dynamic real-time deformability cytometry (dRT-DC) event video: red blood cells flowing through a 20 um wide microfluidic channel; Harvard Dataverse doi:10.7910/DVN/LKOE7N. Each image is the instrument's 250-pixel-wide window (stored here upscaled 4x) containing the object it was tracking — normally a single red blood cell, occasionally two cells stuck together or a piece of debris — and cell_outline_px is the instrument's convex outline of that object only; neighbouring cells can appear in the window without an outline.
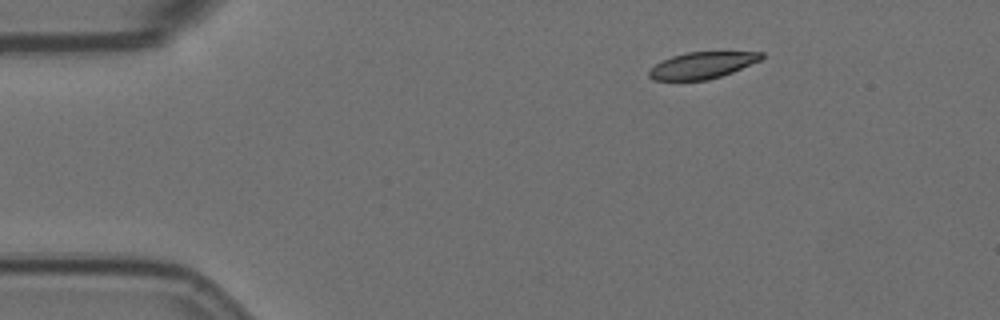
{"species": "Egyptian fruit bat (a non-hibernating species)", "species_latin": "Rousettus aegyptiacus", "temperature_condition": "room temperature", "stored_images_in_passage": 49, "camera_frame_rate_fps": 3000, "um_per_image_px": 0.085, "animal": {"sex": "female"}, "frame": {"image": 1, "passage_image": 1, "time_ms": 0.0, "image_size_px": [1000, 320], "cell_outline_px": [[764, 56], [760, 60], [732, 72], [708, 80], [652, 80], [648, 76], [648, 72], [656, 64], [672, 56], [688, 52], [764, 52]], "centroid_in_image_um": [59.68, 5.55], "position_along_channel_um": 25.3, "area_um2": 17.17}}
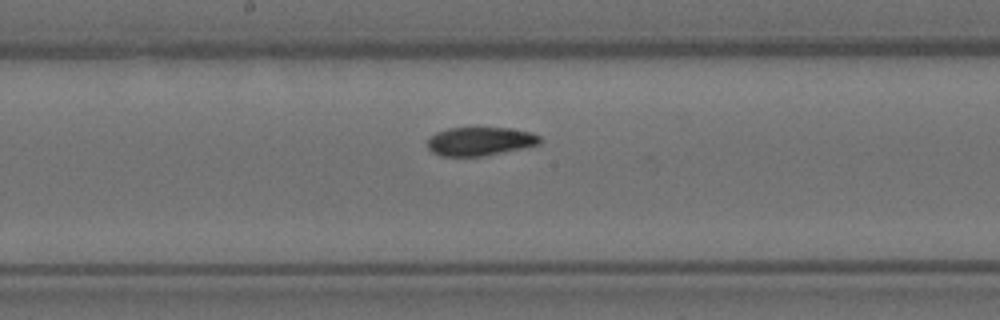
{"frame": {"image": 2, "passage_image": 22, "time_ms": 7.0, "image_size_px": [1000, 320], "cell_outline_px": [[544, 140], [540, 144], [524, 148], [484, 156], [440, 156], [432, 152], [428, 148], [428, 140], [436, 132], [448, 128], [512, 128], [532, 132], [540, 136]], "centroid_in_image_um": [40.86, 12.01], "position_along_channel_um": 207.3, "area_um2": 18.9}}
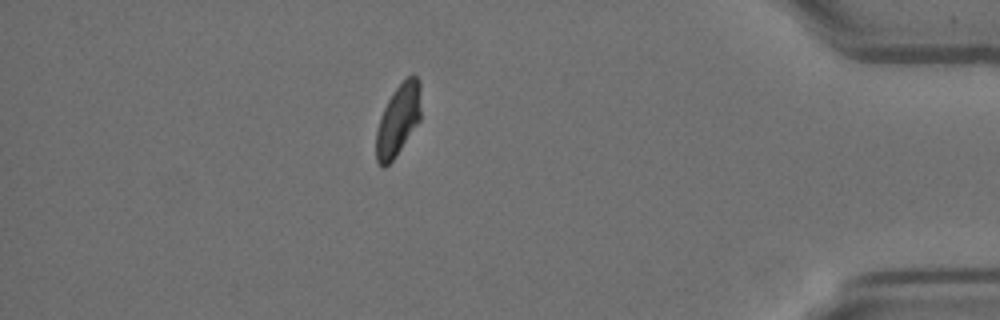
{"frame": {"image": 3, "passage_image": 42, "time_ms": 13.667, "image_size_px": [1000, 320], "cell_outline_px": [[420, 120], [396, 156], [384, 168], [380, 168], [376, 160], [376, 132], [380, 116], [392, 92], [412, 72], [420, 80]], "centroid_in_image_um": [33.84, 10.2], "position_along_channel_um": 401.4, "area_um2": 18.73}, "authors_computed_cell_mechanics": {"area_um2": 19.363, "velocity_mm_per_s": 3.5556, "shape_relaxation_time_tau1_ms": 6.0385, "shape_relaxation_time_tau2_ms": 1.9391, "deformation_change_tau1": 0.1794, "deformation_change_tau2": 0.0601}}